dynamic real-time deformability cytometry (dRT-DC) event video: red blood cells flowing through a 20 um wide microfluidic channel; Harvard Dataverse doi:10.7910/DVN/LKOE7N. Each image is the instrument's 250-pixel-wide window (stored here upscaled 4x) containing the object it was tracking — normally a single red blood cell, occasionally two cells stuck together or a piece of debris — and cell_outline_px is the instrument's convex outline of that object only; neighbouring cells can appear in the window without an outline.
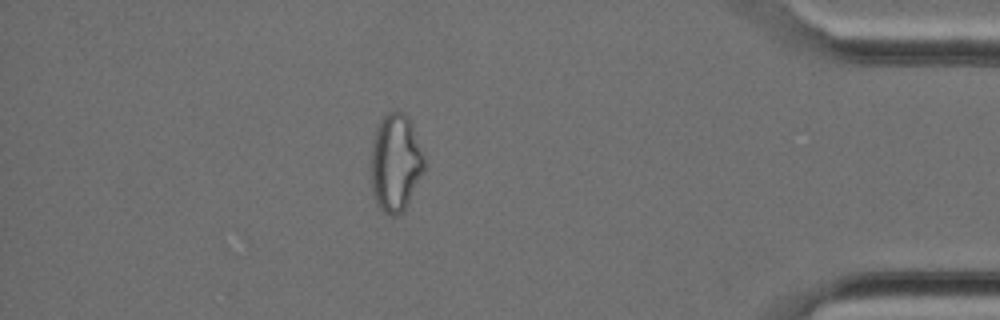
{"species": "Egyptian fruit bat (a non-hibernating species)", "species_latin": "Rousettus aegyptiacus", "temperature_condition": "cold", "stored_images_in_passage": 38, "camera_frame_rate_fps": 3000, "um_per_image_px": 0.085, "animal": {"sex": "female"}, "frame": {"image": 1, "passage_image": 33, "time_ms": 10.667, "image_size_px": [1000, 320], "cell_outline_px": [[424, 168], [408, 204], [396, 216], [388, 216], [380, 208], [372, 192], [372, 140], [376, 128], [380, 120], [388, 112], [404, 112], [408, 116], [412, 124], [424, 160]], "centroid_in_image_um": [33.6, 13.83], "position_along_channel_um": 401.6, "area_um2": 29.82}}